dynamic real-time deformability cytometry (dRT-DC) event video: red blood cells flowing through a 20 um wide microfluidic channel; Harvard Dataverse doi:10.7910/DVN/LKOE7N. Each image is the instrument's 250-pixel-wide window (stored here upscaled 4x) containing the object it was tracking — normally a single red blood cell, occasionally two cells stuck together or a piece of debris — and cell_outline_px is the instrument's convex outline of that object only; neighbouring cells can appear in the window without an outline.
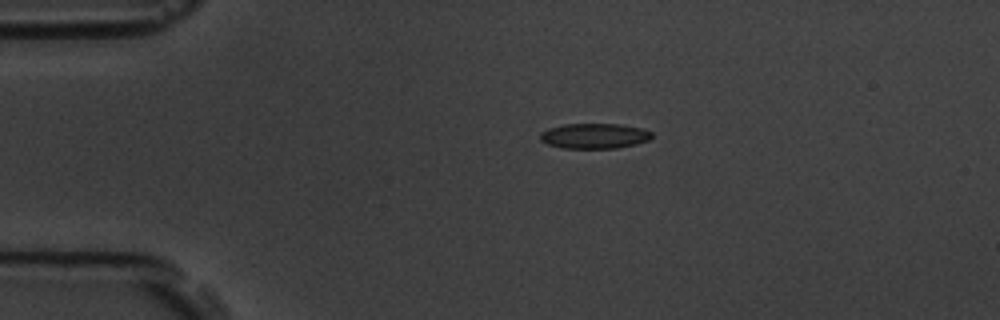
{"species": "common noctule bat (a hibernating species)", "species_latin": "Nyctalus noctula", "temperature_condition": "room temperature", "stored_images_in_passage": 9, "camera_frame_rate_fps": 3000, "um_per_image_px": 0.085, "animal": {"sex": "male", "body_mass_g": 19.5, "forearm_length_mm": 54.6}, "frame": {"image": 1, "passage_image": 1, "time_ms": 0.0, "image_size_px": [1000, 320], "cell_outline_px": [[652, 136], [648, 140], [636, 144], [616, 148], [560, 148], [548, 144], [540, 140], [540, 132], [548, 128], [564, 124], [620, 124], [644, 128], [652, 132]], "centroid_in_image_um": [50.52, 11.55], "position_along_channel_um": 34.5, "area_um2": 16.53}}
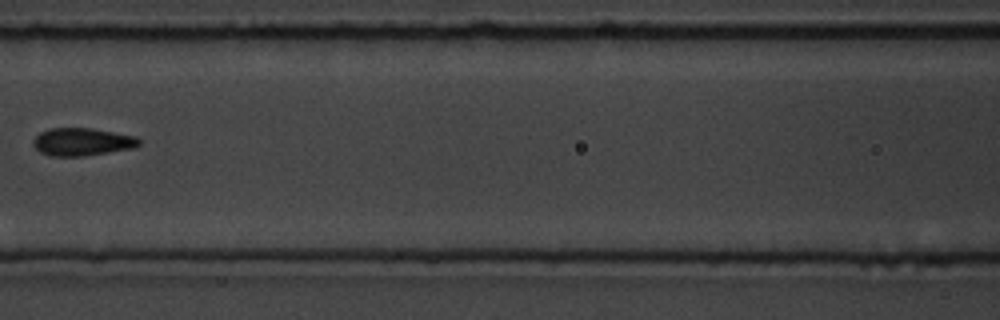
{"frame": {"image": 2, "passage_image": 5, "time_ms": 4.667, "image_size_px": [1000, 320], "cell_outline_px": [[140, 144], [132, 148], [108, 152], [80, 156], [52, 156], [40, 152], [32, 144], [32, 140], [40, 132], [48, 128], [92, 128], [136, 136], [140, 140]], "centroid_in_image_um": [6.95, 12.04], "position_along_channel_um": 159.6, "area_um2": 17.05}}
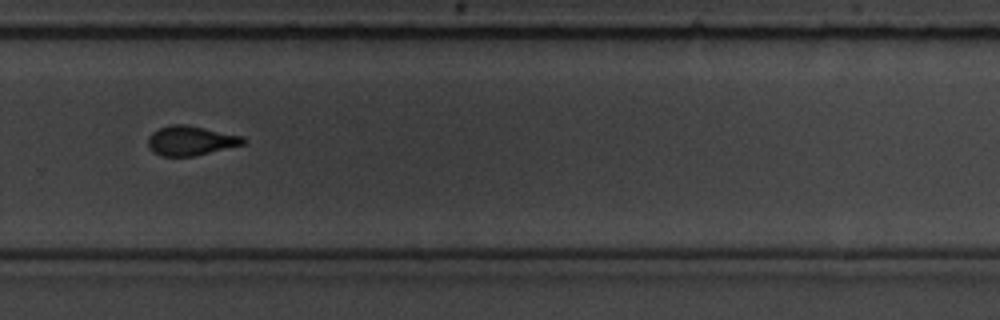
{"frame": {"image": 3, "passage_image": 9, "time_ms": 9.0, "image_size_px": [1000, 320], "cell_outline_px": [[248, 140], [244, 144], [192, 156], [160, 156], [152, 152], [148, 144], [148, 136], [152, 132], [160, 128], [172, 124], [184, 124], [244, 136]], "centroid_in_image_um": [16.2, 11.95], "position_along_channel_um": 313.6, "area_um2": 16.3}}